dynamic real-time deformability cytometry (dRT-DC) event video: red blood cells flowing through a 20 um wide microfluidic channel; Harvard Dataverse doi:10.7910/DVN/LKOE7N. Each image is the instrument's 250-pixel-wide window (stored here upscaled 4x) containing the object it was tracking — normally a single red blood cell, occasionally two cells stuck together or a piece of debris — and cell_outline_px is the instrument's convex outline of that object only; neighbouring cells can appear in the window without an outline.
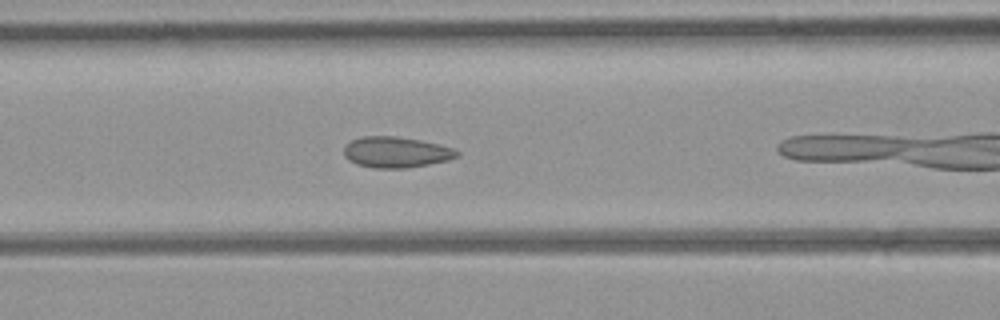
{"species": "common noctule bat (a hibernating species)", "species_latin": "Nyctalus noctula", "temperature_condition": "room temperature", "stored_images_in_passage": 8, "camera_frame_rate_fps": 3000, "um_per_image_px": 0.085, "animal": {"sex": "female", "body_mass_g": 21.9}, "frame": {"image": 1, "passage_image": 7, "time_ms": 2.0, "image_size_px": [1000, 320], "cell_outline_px": [[460, 156], [448, 160], [428, 164], [404, 168], [372, 168], [356, 164], [348, 160], [344, 156], [344, 148], [352, 140], [360, 136], [396, 136], [420, 140], [440, 144], [452, 148], [460, 152]], "centroid_in_image_um": [33.67, 12.93], "position_along_channel_um": 132.9, "area_um2": 20.4}}